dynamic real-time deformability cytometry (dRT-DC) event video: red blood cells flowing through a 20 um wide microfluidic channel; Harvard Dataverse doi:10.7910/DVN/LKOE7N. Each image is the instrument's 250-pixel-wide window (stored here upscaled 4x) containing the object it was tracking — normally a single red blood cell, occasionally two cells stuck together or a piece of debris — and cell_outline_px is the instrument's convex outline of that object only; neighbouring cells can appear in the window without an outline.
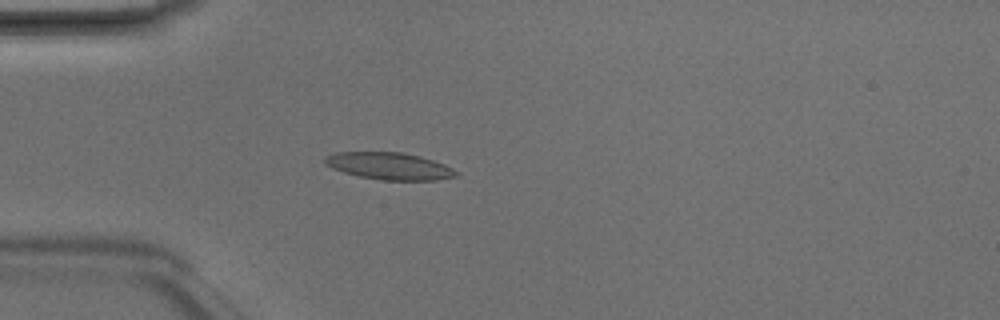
{"species": "Egyptian fruit bat (a non-hibernating species)", "species_latin": "Rousettus aegyptiacus", "temperature_condition": "room temperature", "stored_images_in_passage": 3, "camera_frame_rate_fps": 3000, "um_per_image_px": 0.085, "animal": {"sex": "male"}, "frame": {"image": 1, "passage_image": 3, "time_ms": 0.667, "image_size_px": [1000, 320], "cell_outline_px": [[460, 172], [456, 176], [436, 180], [384, 180], [360, 176], [344, 172], [332, 168], [324, 164], [324, 156], [336, 152], [404, 152], [420, 156], [444, 164]], "centroid_in_image_um": [33.09, 14.1], "position_along_channel_um": 51.9, "area_um2": 20.69}}